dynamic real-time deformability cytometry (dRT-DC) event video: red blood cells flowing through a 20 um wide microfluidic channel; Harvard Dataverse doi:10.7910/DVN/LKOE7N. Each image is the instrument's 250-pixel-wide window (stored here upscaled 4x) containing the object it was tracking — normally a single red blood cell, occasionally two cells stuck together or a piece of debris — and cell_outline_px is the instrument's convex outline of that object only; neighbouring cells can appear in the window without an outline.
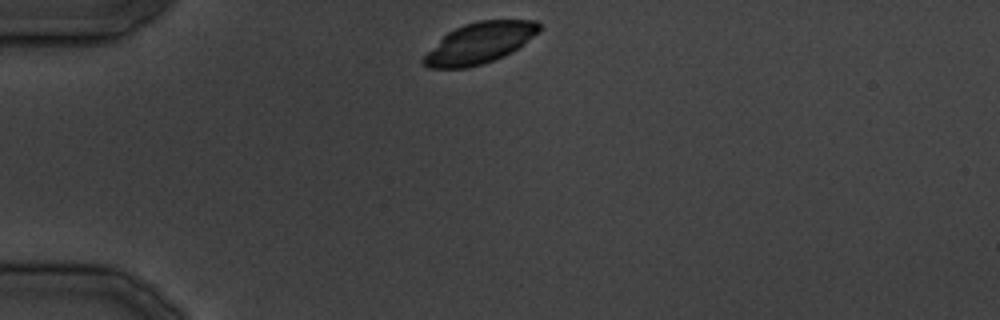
{"species": "common noctule bat (a hibernating species)", "species_latin": "Nyctalus noctula", "temperature_condition": "cold", "stored_images_in_passage": 3, "camera_frame_rate_fps": 3000, "um_per_image_px": 0.085, "animal": {"sex": "male", "body_mass_g": 19.5, "forearm_length_mm": 54.6}, "frame": {"image": 1, "passage_image": 1, "time_ms": 0.0, "image_size_px": [1000, 320], "cell_outline_px": [[540, 32], [524, 44], [512, 52], [504, 56], [484, 64], [468, 68], [428, 68], [420, 60], [448, 32], [464, 24], [480, 20], [536, 20], [540, 24]], "centroid_in_image_um": [40.8, 3.66], "position_along_channel_um": 44.2, "area_um2": 27.51}}